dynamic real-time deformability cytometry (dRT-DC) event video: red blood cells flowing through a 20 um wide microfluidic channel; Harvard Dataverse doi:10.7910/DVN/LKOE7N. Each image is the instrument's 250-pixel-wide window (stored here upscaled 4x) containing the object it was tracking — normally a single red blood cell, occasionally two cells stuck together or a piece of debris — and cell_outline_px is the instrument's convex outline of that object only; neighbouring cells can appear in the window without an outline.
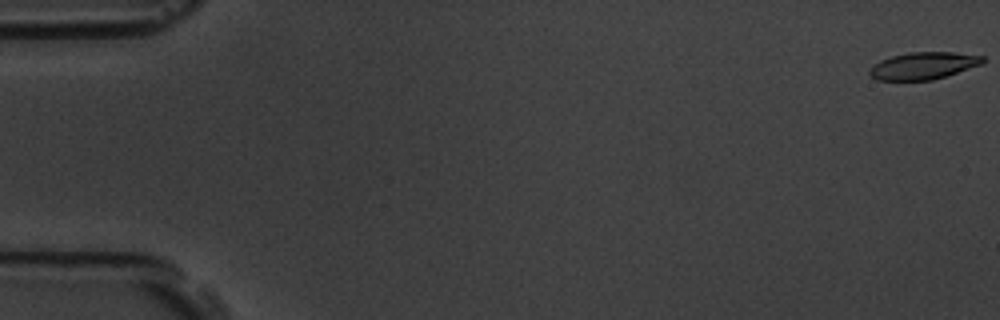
{"species": "common noctule bat (a hibernating species)", "species_latin": "Nyctalus noctula", "temperature_condition": "room temperature", "stored_images_in_passage": 58, "camera_frame_rate_fps": 3000, "um_per_image_px": 0.085, "animal": {"sex": "male", "body_mass_g": 19.5, "forearm_length_mm": 54.6}, "frame": {"image": 1, "passage_image": 1, "time_ms": 0.0, "image_size_px": [1000, 320], "cell_outline_px": [[984, 60], [980, 64], [932, 80], [876, 80], [868, 72], [868, 68], [880, 60], [892, 56], [908, 52], [952, 52], [984, 56]], "centroid_in_image_um": [78.42, 5.58], "position_along_channel_um": 6.6, "area_um2": 17.69}}
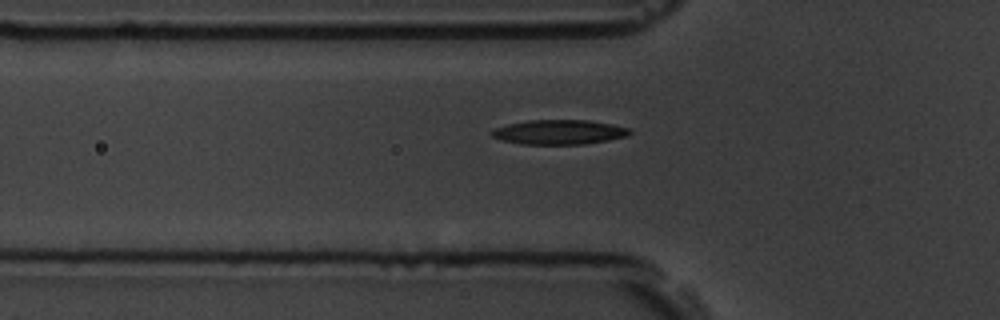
{"frame": {"image": 2, "passage_image": 20, "time_ms": 6.333, "image_size_px": [1000, 320], "cell_outline_px": [[632, 132], [628, 136], [608, 140], [584, 144], [520, 144], [500, 140], [492, 136], [488, 132], [496, 128], [508, 124], [528, 120], [588, 120], [612, 124], [632, 128]], "centroid_in_image_um": [47.54, 11.23], "position_along_channel_um": 78.3, "area_um2": 19.94}}
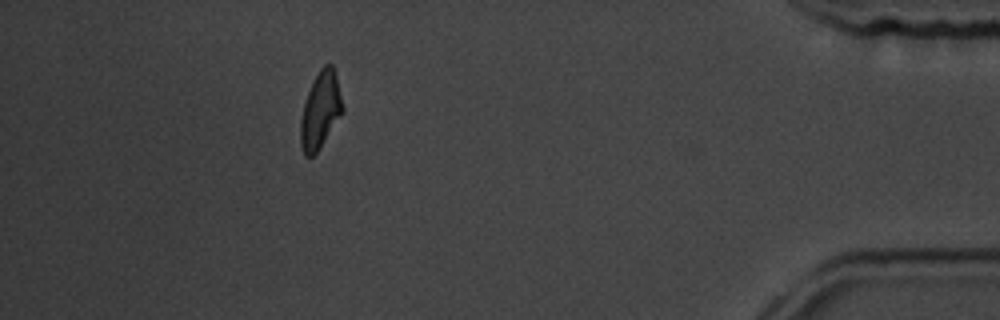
{"frame": {"image": 3, "passage_image": 52, "time_ms": 17.0, "image_size_px": [1000, 320], "cell_outline_px": [[344, 112], [316, 152], [312, 156], [304, 156], [300, 144], [300, 120], [304, 100], [312, 80], [320, 68], [324, 64], [332, 64], [336, 76], [344, 108]], "centroid_in_image_um": [27.22, 9.35], "position_along_channel_um": 408.0, "area_um2": 18.9}, "authors_computed_cell_mechanics": {"area_um2": 19.1318, "velocity_mm_per_s": 3.5888, "shape_relaxation_time_tau1_ms": 3.6902, "shape_relaxation_time_tau2_ms": 3.9206, "deformation_change_tau1": 0.1448, "deformation_change_tau2": 0.1163}}